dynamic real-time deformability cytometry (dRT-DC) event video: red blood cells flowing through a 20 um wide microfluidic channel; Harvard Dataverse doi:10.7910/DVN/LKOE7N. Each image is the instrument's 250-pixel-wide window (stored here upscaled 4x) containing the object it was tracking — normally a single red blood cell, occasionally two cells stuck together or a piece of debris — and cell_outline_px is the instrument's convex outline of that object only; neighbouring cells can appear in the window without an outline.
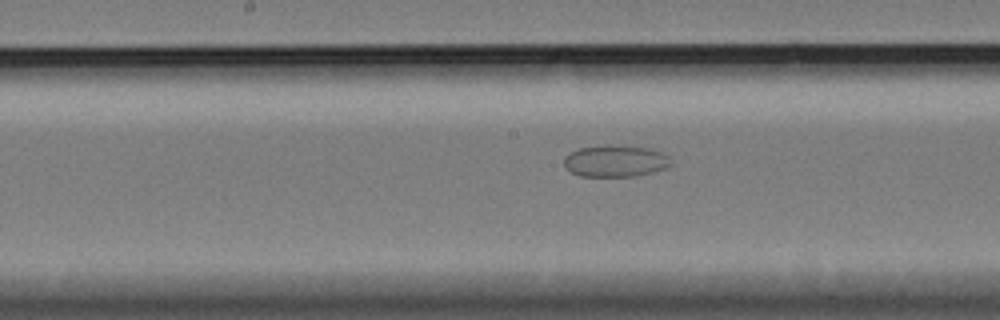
{"species": "Egyptian fruit bat (a non-hibernating species)", "species_latin": "Rousettus aegyptiacus", "temperature_condition": "cold", "stored_images_in_passage": 49, "camera_frame_rate_fps": 3000, "um_per_image_px": 0.085, "animal": {"sex": "female"}, "frame": {"image": 1, "passage_image": 24, "time_ms": 7.667, "image_size_px": [1000, 320], "cell_outline_px": [[668, 164], [664, 168], [652, 172], [632, 176], [580, 176], [572, 172], [564, 164], [564, 160], [572, 152], [580, 148], [604, 144], [624, 144], [652, 148], [664, 152], [668, 156]], "centroid_in_image_um": [52.33, 13.65], "position_along_channel_um": 195.9, "area_um2": 19.77}}
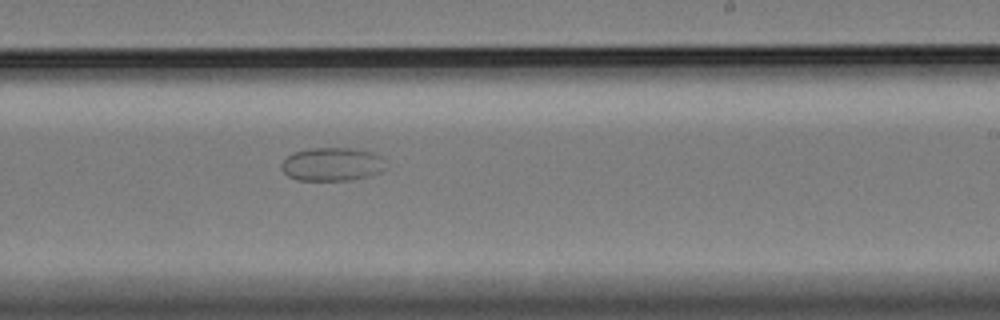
{"frame": {"image": 2, "passage_image": 30, "time_ms": 9.667, "image_size_px": [1000, 320], "cell_outline_px": [[384, 168], [380, 172], [368, 176], [352, 180], [296, 180], [288, 176], [280, 168], [280, 164], [292, 152], [308, 148], [356, 148], [372, 152], [380, 156]], "centroid_in_image_um": [28.17, 13.95], "position_along_channel_um": 260.8, "area_um2": 20.35}}
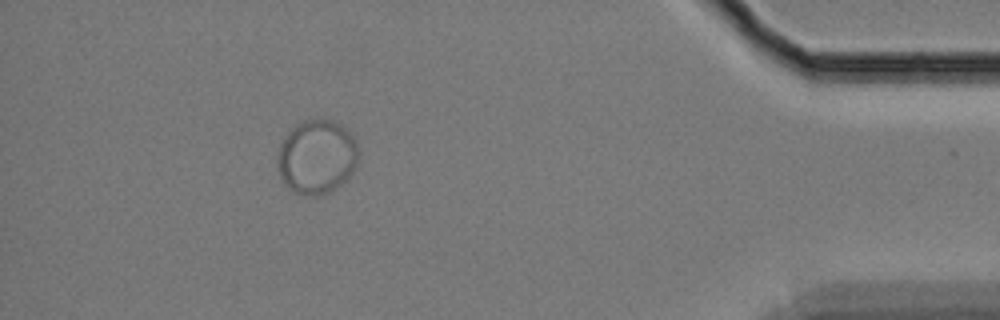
{"frame": {"image": 3, "passage_image": 48, "time_ms": 15.667, "image_size_px": [1000, 320], "cell_outline_px": [[356, 164], [352, 172], [340, 184], [328, 192], [316, 196], [308, 196], [292, 192], [284, 184], [280, 176], [276, 160], [280, 144], [288, 132], [296, 124], [304, 120], [320, 116], [340, 124], [352, 132], [356, 140]], "centroid_in_image_um": [26.89, 13.3], "position_along_channel_um": 408.3, "area_um2": 35.26}}